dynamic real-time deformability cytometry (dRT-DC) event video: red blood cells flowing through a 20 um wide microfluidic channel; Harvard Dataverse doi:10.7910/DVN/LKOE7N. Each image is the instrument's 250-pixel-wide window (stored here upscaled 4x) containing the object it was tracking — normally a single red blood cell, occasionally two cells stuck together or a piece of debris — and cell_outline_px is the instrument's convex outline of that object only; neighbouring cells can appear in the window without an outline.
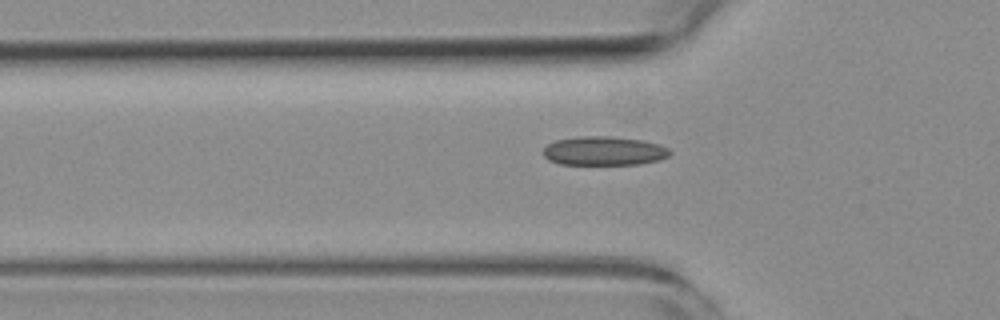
{"species": "common noctule bat (a hibernating species)", "species_latin": "Nyctalus noctula", "temperature_condition": "room temperature", "stored_images_in_passage": 40, "camera_frame_rate_fps": 3000, "um_per_image_px": 0.085, "animal": {"sex": "female", "body_mass_g": 19.3, "forearm_length_mm": 54.1}, "frame": {"image": 1, "passage_image": 9, "time_ms": 2.667, "image_size_px": [1000, 320], "cell_outline_px": [[672, 152], [668, 156], [660, 160], [640, 164], [560, 164], [548, 160], [544, 156], [544, 148], [548, 144], [556, 140], [580, 136], [612, 136], [644, 140], [660, 144], [668, 148]], "centroid_in_image_um": [51.37, 12.82], "position_along_channel_um": 74.4, "area_um2": 21.5}}
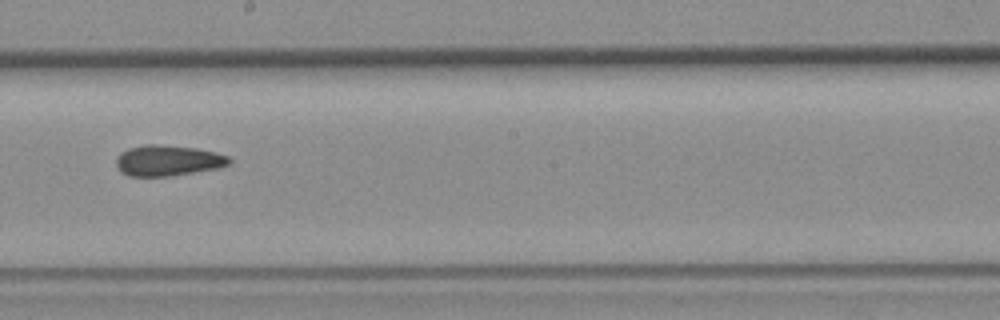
{"frame": {"image": 2, "passage_image": 22, "time_ms": 7.0, "image_size_px": [1000, 320], "cell_outline_px": [[232, 164], [216, 168], [168, 176], [128, 176], [120, 172], [116, 164], [116, 156], [120, 152], [128, 148], [144, 144], [156, 144], [196, 148], [216, 152], [228, 156], [232, 160]], "centroid_in_image_um": [14.24, 13.63], "position_along_channel_um": 234.0, "area_um2": 20.35}}
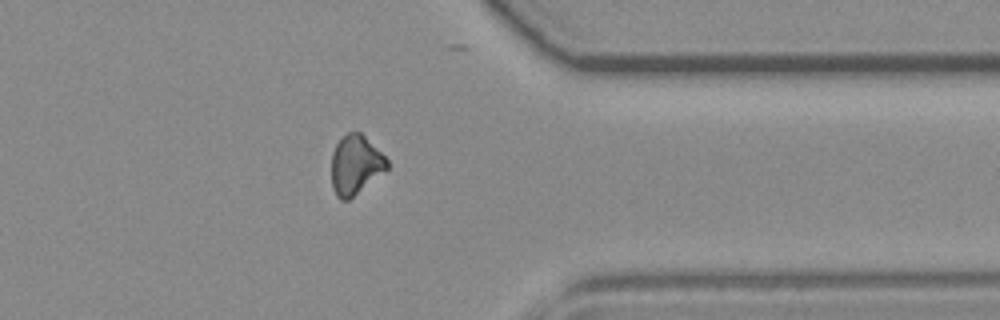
{"frame": {"image": 3, "passage_image": 35, "time_ms": 11.333, "image_size_px": [1000, 320], "cell_outline_px": [[388, 168], [348, 200], [340, 200], [336, 196], [332, 188], [332, 152], [336, 144], [348, 132], [360, 132], [388, 160]], "centroid_in_image_um": [30.19, 14.02], "position_along_channel_um": 381.2, "area_um2": 18.79}, "authors_computed_cell_mechanics": {"area_um2": 20.2878, "velocity_mm_per_s": 3.6654, "shape_relaxation_time_tau1_ms": null, "shape_relaxation_time_tau2_ms": 6.1795, "deformation_change_tau1": null, "deformation_change_tau2": 0.1245}}